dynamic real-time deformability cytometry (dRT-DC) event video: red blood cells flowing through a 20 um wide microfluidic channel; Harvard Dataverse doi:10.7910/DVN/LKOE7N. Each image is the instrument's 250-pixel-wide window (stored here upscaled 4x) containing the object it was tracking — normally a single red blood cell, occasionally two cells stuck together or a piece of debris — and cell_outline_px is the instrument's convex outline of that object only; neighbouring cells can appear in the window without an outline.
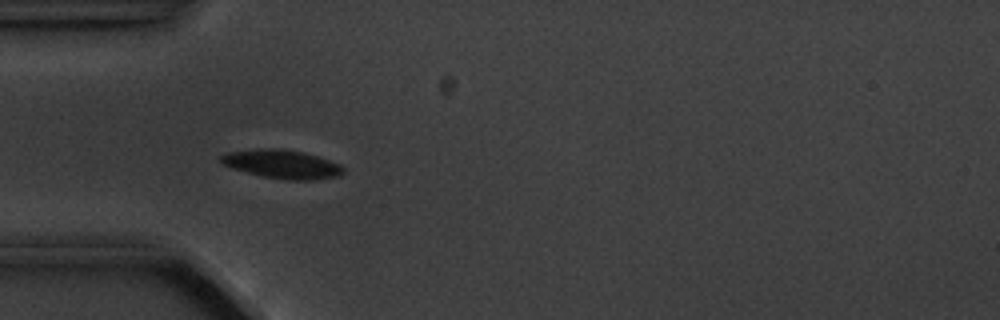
{"species": "common noctule bat (a hibernating species)", "species_latin": "Nyctalus noctula", "temperature_condition": "cold", "stored_images_in_passage": 10, "camera_frame_rate_fps": 3000, "um_per_image_px": 0.085, "animal": {"sex": "male", "body_mass_g": 20.1, "forearm_length_mm": 53.5}, "frame": {"image": 1, "passage_image": 4, "time_ms": 3.333, "image_size_px": [1000, 320], "cell_outline_px": [[344, 172], [340, 176], [316, 180], [288, 180], [264, 176], [232, 168], [224, 164], [220, 160], [220, 156], [228, 152], [260, 148], [276, 148], [304, 152], [340, 164], [344, 168]], "centroid_in_image_um": [24.01, 13.95], "position_along_channel_um": 61.0, "area_um2": 20.29}}